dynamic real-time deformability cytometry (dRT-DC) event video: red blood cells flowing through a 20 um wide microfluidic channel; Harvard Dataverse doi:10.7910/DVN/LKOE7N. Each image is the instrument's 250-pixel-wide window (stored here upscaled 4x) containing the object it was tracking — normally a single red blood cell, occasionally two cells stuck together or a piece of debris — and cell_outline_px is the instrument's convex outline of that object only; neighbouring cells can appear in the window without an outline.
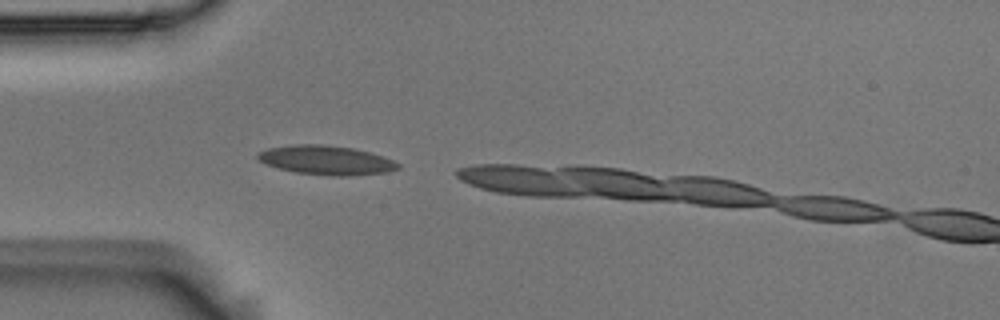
{"species": "Egyptian fruit bat (a non-hibernating species)", "species_latin": "Rousettus aegyptiacus", "temperature_condition": "room temperature", "stored_images_in_passage": 2, "camera_frame_rate_fps": 3000, "um_per_image_px": 0.085, "animal": {"sex": "male"}, "frame": {"image": 1, "passage_image": 1, "time_ms": 0.0, "image_size_px": [1000, 320], "cell_outline_px": [[400, 168], [388, 172], [348, 176], [332, 176], [296, 172], [280, 168], [268, 164], [260, 160], [256, 156], [256, 152], [268, 148], [292, 144], [324, 144], [352, 148], [384, 156], [400, 164]], "centroid_in_image_um": [27.74, 13.61], "position_along_channel_um": 57.3, "area_um2": 23.81}}